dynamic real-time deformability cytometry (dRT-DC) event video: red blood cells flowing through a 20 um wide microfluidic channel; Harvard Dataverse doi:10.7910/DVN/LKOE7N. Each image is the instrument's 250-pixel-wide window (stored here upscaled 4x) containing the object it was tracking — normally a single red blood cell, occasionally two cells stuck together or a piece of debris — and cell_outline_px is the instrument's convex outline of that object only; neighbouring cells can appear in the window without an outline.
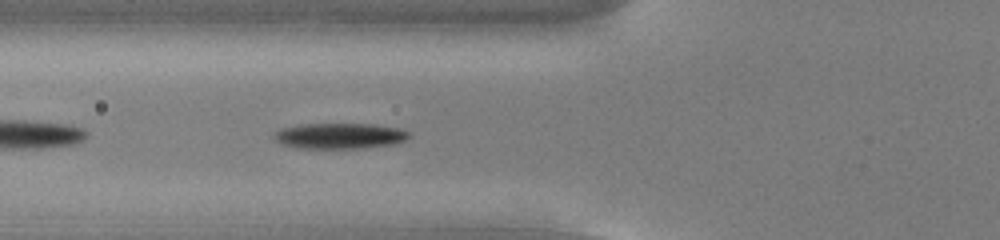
{"species": "common noctule bat (a hibernating species)", "species_latin": "Nyctalus noctula", "temperature_condition": "cold", "stored_images_in_passage": 39, "camera_frame_rate_fps": 3000, "um_per_image_px": 0.085, "animal": {"sex": "male", "body_mass_g": 13.0, "forearm_length_mm": 53.1}, "frame": {"image": 1, "passage_image": 5, "time_ms": 1.333, "image_size_px": [1000, 240], "cell_outline_px": [[412, 136], [404, 140], [392, 144], [364, 148], [296, 148], [280, 144], [272, 136], [280, 128], [300, 124], [372, 124], [400, 128], [408, 132]], "centroid_in_image_um": [28.84, 11.55], "position_along_channel_um": 97.0, "area_um2": 20.29}}
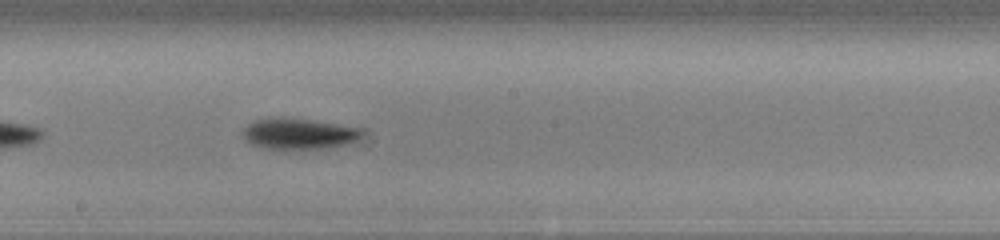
{"frame": {"image": 2, "passage_image": 15, "time_ms": 4.667, "image_size_px": [1000, 240], "cell_outline_px": [[360, 136], [348, 144], [324, 148], [284, 152], [260, 148], [244, 140], [240, 132], [248, 124], [256, 120], [308, 120], [336, 124], [360, 128]], "centroid_in_image_um": [25.31, 11.46], "position_along_channel_um": 222.9, "area_um2": 21.33}}
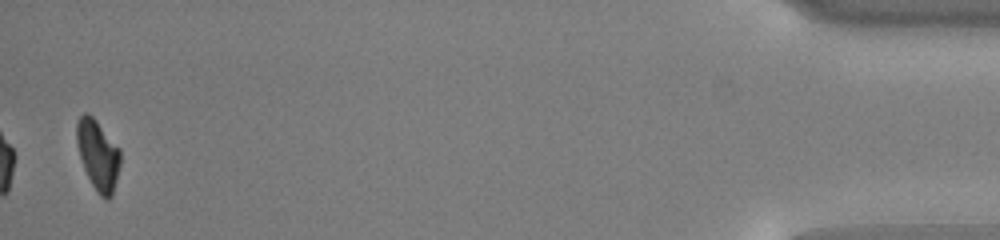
{"frame": {"image": 3, "passage_image": 38, "time_ms": 12.333, "image_size_px": [1000, 240], "cell_outline_px": [[120, 164], [112, 196], [108, 200], [104, 200], [100, 196], [92, 184], [84, 168], [76, 144], [76, 124], [80, 116], [84, 112], [88, 112], [96, 120], [120, 148]], "centroid_in_image_um": [8.32, 13.16], "position_along_channel_um": 426.9, "area_um2": 17.86}, "authors_computed_cell_mechanics": {"area_um2": 19.652, "velocity_mm_per_s": 3.7727, "shape_relaxation_time_tau1_ms": 2.0485, "shape_relaxation_time_tau2_ms": null, "deformation_change_tau1": 0.1173, "deformation_change_tau2": null}}